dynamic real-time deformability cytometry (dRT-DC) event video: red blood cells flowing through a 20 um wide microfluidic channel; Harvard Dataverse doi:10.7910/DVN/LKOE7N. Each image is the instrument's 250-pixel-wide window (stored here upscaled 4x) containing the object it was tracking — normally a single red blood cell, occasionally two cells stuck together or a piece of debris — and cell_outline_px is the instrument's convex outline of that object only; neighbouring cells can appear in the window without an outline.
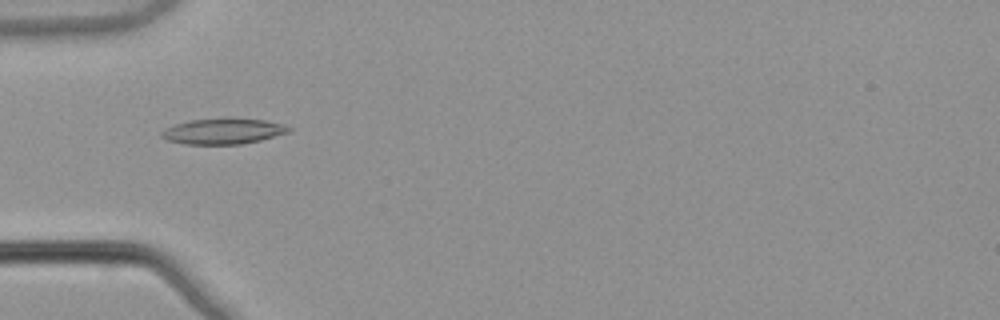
{"species": "common noctule bat (a hibernating species)", "species_latin": "Nyctalus noctula", "temperature_condition": "warm", "stored_images_in_passage": 43, "camera_frame_rate_fps": 3000, "um_per_image_px": 0.085, "animal": {"sex": "male", "body_mass_g": 21.5, "forearm_length_mm": 52.0}, "frame": {"image": 1, "passage_image": 7, "time_ms": 2.0, "image_size_px": [1000, 320], "cell_outline_px": [[292, 132], [260, 140], [240, 144], [184, 144], [168, 140], [160, 136], [160, 132], [164, 128], [188, 120], [232, 116], [264, 120], [284, 124], [292, 128]], "centroid_in_image_um": [18.99, 11.12], "position_along_channel_um": 66.0, "area_um2": 19.65}}
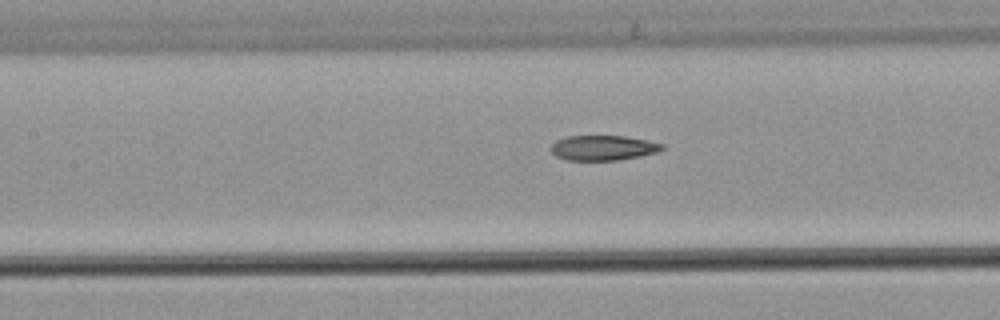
{"frame": {"image": 2, "passage_image": 14, "time_ms": 4.333, "image_size_px": [1000, 320], "cell_outline_px": [[664, 148], [656, 152], [640, 156], [616, 160], [564, 160], [556, 156], [548, 148], [556, 140], [568, 136], [624, 136], [648, 140], [664, 144]], "centroid_in_image_um": [51.23, 12.56], "position_along_channel_um": 156.2, "area_um2": 16.24}}
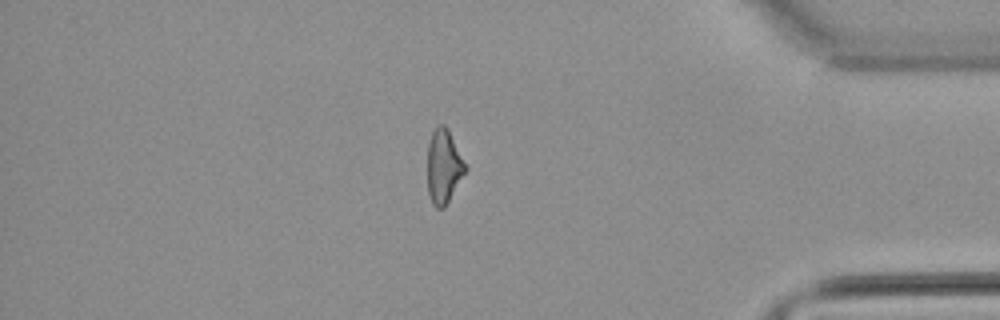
{"frame": {"image": 3, "passage_image": 35, "time_ms": 11.333, "image_size_px": [1000, 320], "cell_outline_px": [[468, 168], [444, 208], [436, 208], [432, 204], [428, 192], [428, 144], [432, 132], [436, 124], [444, 124], [448, 128]], "centroid_in_image_um": [37.71, 14.13], "position_along_channel_um": 397.5, "area_um2": 16.42}, "authors_computed_cell_mechanics": {"area_um2": 17.1666, "velocity_mm_per_s": 3.8919, "shape_relaxation_time_tau1_ms": null, "shape_relaxation_time_tau2_ms": 2.7283, "deformation_change_tau1": null, "deformation_change_tau2": 0.1119}}